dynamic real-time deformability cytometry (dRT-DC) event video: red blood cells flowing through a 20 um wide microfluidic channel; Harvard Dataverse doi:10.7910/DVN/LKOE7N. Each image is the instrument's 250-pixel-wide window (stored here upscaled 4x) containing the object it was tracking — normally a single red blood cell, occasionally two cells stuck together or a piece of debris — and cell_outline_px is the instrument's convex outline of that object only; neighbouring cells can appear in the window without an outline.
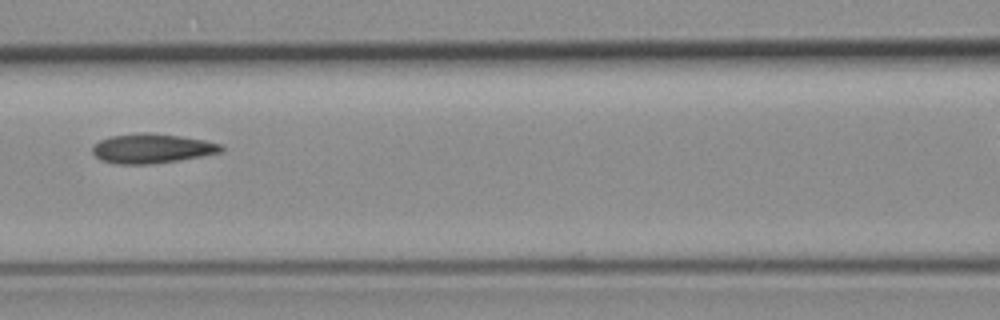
{"species": "common noctule bat (a hibernating species)", "species_latin": "Nyctalus noctula", "temperature_condition": "room temperature", "stored_images_in_passage": 5, "segment_of_instrument_passage": [1, 2], "camera_frame_rate_fps": 3000, "um_per_image_px": 0.085, "animal": {"sex": "female", "body_mass_g": 19.3, "forearm_length_mm": 54.1}, "frame": {"image": 1, "passage_image": 4, "time_ms": 3.333, "image_size_px": [1000, 320], "cell_outline_px": [[224, 148], [220, 152], [200, 156], [152, 164], [116, 164], [100, 160], [92, 152], [92, 148], [100, 140], [112, 136], [144, 132], [152, 132], [180, 136], [204, 140], [220, 144]], "centroid_in_image_um": [12.88, 12.62], "position_along_channel_um": 153.7, "area_um2": 21.91}}